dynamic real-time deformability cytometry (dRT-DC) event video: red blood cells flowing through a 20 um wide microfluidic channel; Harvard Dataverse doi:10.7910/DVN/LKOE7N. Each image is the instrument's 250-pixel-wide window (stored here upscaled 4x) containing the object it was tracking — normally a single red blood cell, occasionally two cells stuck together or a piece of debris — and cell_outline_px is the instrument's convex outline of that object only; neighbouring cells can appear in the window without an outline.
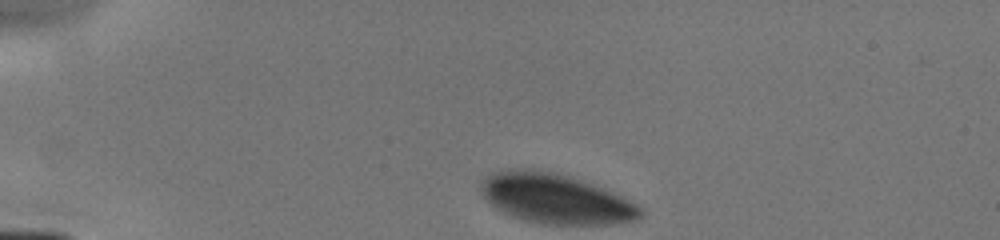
{"species": "human", "species_latin": "Homo sapiens", "temperature_condition": "cold", "stored_images_in_passage": 3, "camera_frame_rate_fps": 3000, "um_per_image_px": 0.085, "donor": {"sex": "male"}, "frame": {"image": 1, "passage_image": 1, "time_ms": 0.0, "image_size_px": [1000, 240], "cell_outline_px": [[644, 216], [636, 220], [612, 224], [540, 224], [520, 220], [496, 208], [484, 196], [480, 188], [480, 184], [492, 172], [528, 168], [556, 172], [592, 184], [620, 196], [644, 208]], "centroid_in_image_um": [47.24, 16.91], "position_along_channel_um": 37.8, "area_um2": 46.07}}